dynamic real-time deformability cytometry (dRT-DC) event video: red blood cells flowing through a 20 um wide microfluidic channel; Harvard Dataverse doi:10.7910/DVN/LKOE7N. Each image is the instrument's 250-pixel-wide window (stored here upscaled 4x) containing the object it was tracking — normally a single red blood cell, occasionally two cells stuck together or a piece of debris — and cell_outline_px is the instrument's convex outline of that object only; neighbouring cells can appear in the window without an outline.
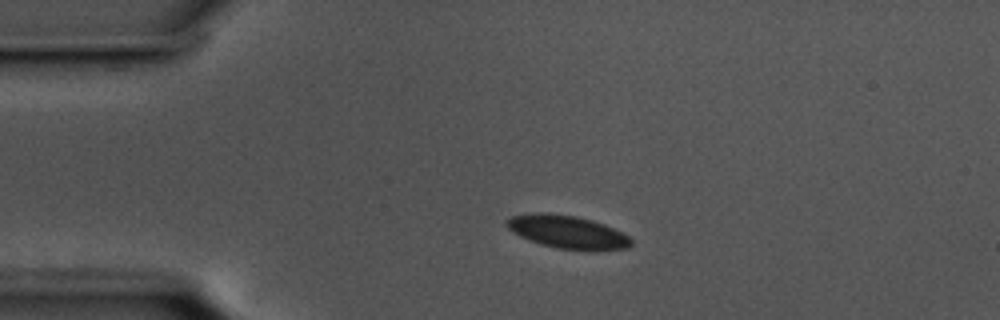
{"species": "common noctule bat (a hibernating species)", "species_latin": "Nyctalus noctula", "temperature_condition": "cold", "stored_images_in_passage": 45, "camera_frame_rate_fps": 3000, "um_per_image_px": 0.085, "animal": {"sex": "male", "body_mass_g": 17.5, "forearm_length_mm": 52.3}, "frame": {"image": 1, "passage_image": 1, "time_ms": 0.0, "image_size_px": [1000, 320], "cell_outline_px": [[632, 244], [628, 248], [556, 248], [540, 244], [520, 236], [512, 232], [504, 224], [504, 220], [512, 216], [540, 212], [548, 212], [576, 216], [592, 220], [604, 224], [628, 236], [632, 240]], "centroid_in_image_um": [48.14, 19.67], "position_along_channel_um": 36.9, "area_um2": 23.29}}
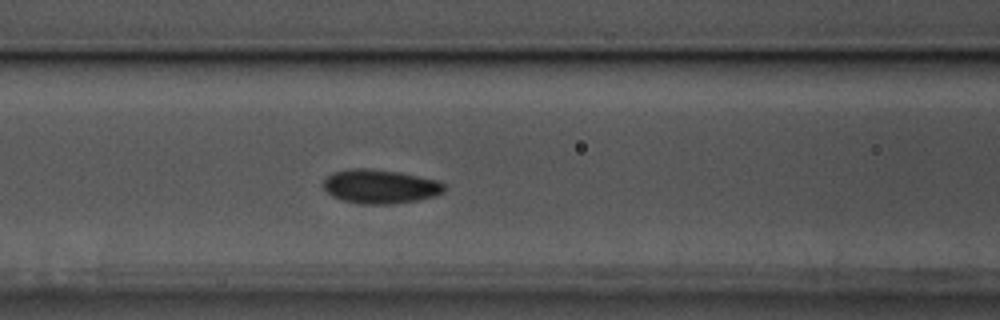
{"frame": {"image": 2, "passage_image": 12, "time_ms": 3.667, "image_size_px": [1000, 320], "cell_outline_px": [[444, 192], [436, 196], [420, 200], [392, 204], [364, 204], [340, 200], [332, 196], [324, 188], [324, 180], [332, 172], [352, 168], [368, 168], [400, 172], [436, 180], [444, 184]], "centroid_in_image_um": [32.32, 15.85], "position_along_channel_um": 134.3, "area_um2": 24.04}}
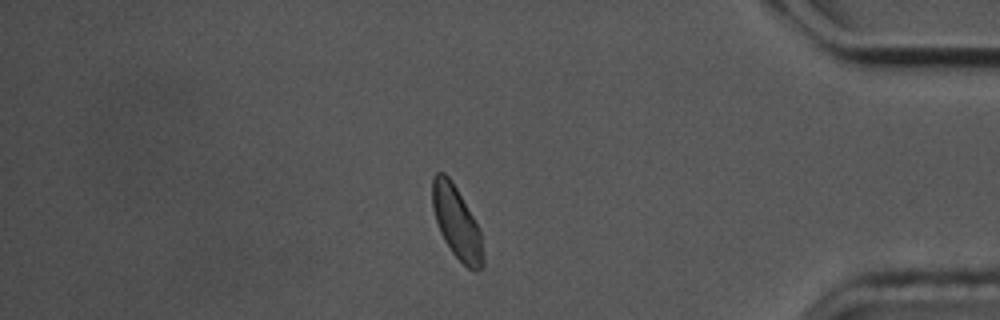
{"frame": {"image": 3, "passage_image": 37, "time_ms": 12.0, "image_size_px": [1000, 320], "cell_outline_px": [[484, 264], [476, 272], [472, 272], [452, 252], [444, 240], [440, 232], [436, 220], [432, 204], [432, 176], [436, 172], [444, 172], [452, 180], [472, 216], [480, 232], [484, 256]], "centroid_in_image_um": [38.81, 18.92], "position_along_channel_um": 396.4, "area_um2": 21.15}, "authors_computed_cell_mechanics": {"area_um2": 22.4842, "velocity_mm_per_s": 3.5495, "shape_relaxation_time_tau1_ms": 2.0422, "shape_relaxation_time_tau2_ms": 7.4298, "deformation_change_tau1": 0.0473, "deformation_change_tau2": 0.0927}}